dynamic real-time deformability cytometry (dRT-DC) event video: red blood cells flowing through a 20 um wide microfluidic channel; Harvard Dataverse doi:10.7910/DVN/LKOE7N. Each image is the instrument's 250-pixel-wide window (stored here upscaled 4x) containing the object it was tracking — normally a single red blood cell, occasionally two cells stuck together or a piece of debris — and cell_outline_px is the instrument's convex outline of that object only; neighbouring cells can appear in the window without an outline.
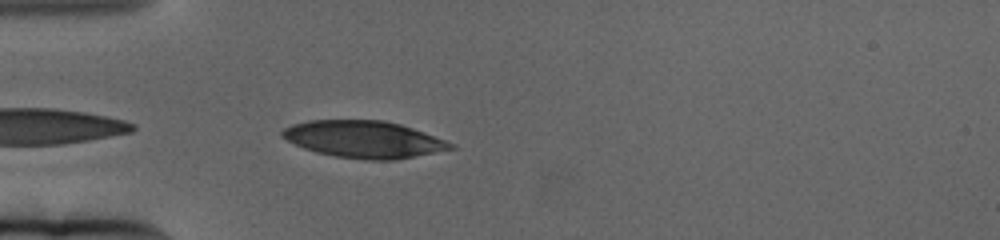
{"species": "human", "species_latin": "Homo sapiens", "temperature_condition": "cold", "stored_images_in_passage": 48, "camera_frame_rate_fps": 3000, "um_per_image_px": 0.085, "donor": {"sex": "female"}, "frame": {"image": 1, "passage_image": 2, "time_ms": 0.333, "image_size_px": [1000, 240], "cell_outline_px": [[456, 148], [396, 160], [364, 160], [336, 156], [316, 152], [304, 148], [280, 136], [280, 132], [284, 128], [292, 124], [308, 120], [384, 120], [400, 124], [424, 132], [456, 144]], "centroid_in_image_um": [30.94, 11.84], "position_along_channel_um": 54.1, "area_um2": 36.36}}
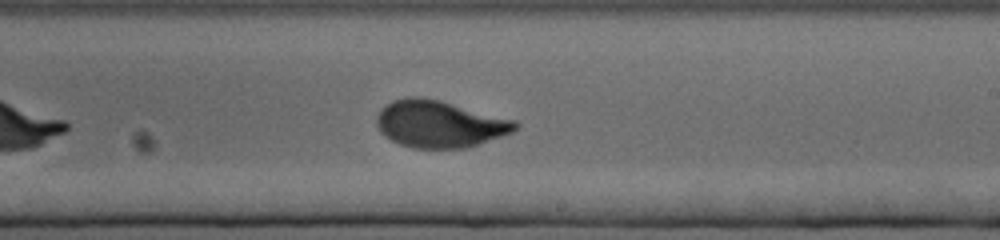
{"frame": {"image": 2, "passage_image": 22, "time_ms": 7.0, "image_size_px": [1000, 240], "cell_outline_px": [[520, 124], [512, 132], [464, 148], [412, 148], [400, 144], [384, 136], [380, 132], [376, 124], [376, 116], [392, 100], [408, 96], [420, 96], [440, 100], [516, 120]], "centroid_in_image_um": [37.34, 10.53], "position_along_channel_um": 251.7, "area_um2": 37.74}}
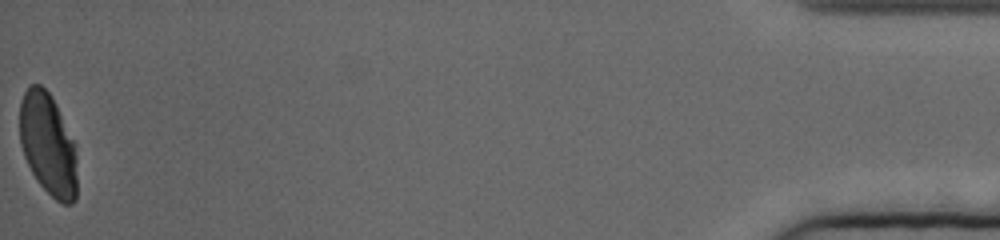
{"frame": {"image": 3, "passage_image": 48, "time_ms": 15.667, "image_size_px": [1000, 240], "cell_outline_px": [[76, 200], [72, 204], [60, 204], [36, 180], [24, 156], [20, 144], [20, 100], [28, 84], [40, 84], [52, 96], [56, 104], [72, 140], [76, 156]], "centroid_in_image_um": [4.06, 12.27], "position_along_channel_um": 431.1, "area_um2": 34.04}, "authors_computed_cell_mechanics": {"area_um2": 36.9342, "velocity_mm_per_s": 3.1139, "shape_relaxation_time_tau1_ms": 3.7992, "shape_relaxation_time_tau2_ms": null, "deformation_change_tau1": 0.1779, "deformation_change_tau2": null}}